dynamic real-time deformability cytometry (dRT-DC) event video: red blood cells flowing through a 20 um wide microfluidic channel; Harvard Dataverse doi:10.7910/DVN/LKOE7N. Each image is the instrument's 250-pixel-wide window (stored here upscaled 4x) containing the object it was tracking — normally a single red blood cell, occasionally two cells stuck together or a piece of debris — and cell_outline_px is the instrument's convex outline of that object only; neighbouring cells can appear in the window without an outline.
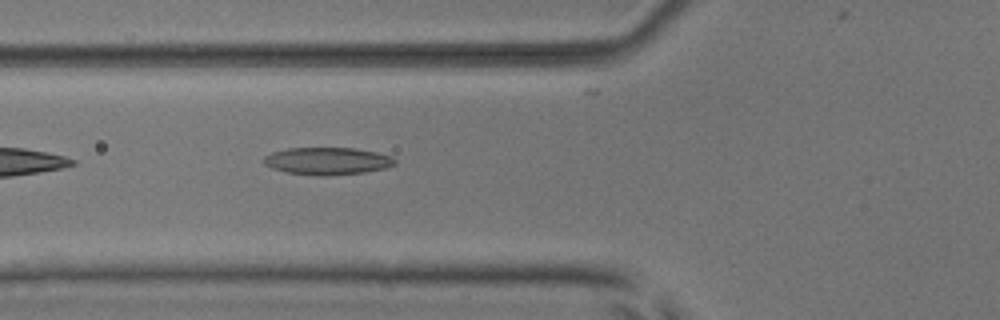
{"species": "common noctule bat (a hibernating species)", "species_latin": "Nyctalus noctula", "temperature_condition": "room temperature", "stored_images_in_passage": 32, "camera_frame_rate_fps": 3000, "um_per_image_px": 0.085, "animal": {"sex": "male", "body_mass_g": 17.9, "forearm_length_mm": 54.2}, "frame": {"image": 1, "passage_image": 2, "time_ms": 0.333, "image_size_px": [1000, 320], "cell_outline_px": [[396, 164], [384, 168], [364, 172], [324, 176], [320, 176], [288, 172], [272, 168], [264, 164], [264, 156], [272, 152], [288, 148], [356, 148], [376, 152], [392, 156], [396, 160]], "centroid_in_image_um": [27.84, 13.68], "position_along_channel_um": 98.0, "area_um2": 20.81}}
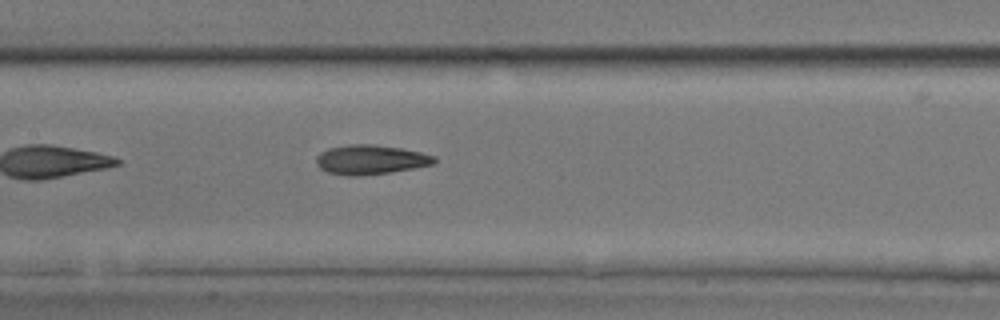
{"frame": {"image": 2, "passage_image": 8, "time_ms": 2.333, "image_size_px": [1000, 320], "cell_outline_px": [[436, 160], [432, 164], [412, 168], [388, 172], [356, 176], [348, 176], [328, 172], [320, 168], [316, 164], [316, 156], [320, 152], [328, 148], [348, 144], [372, 144], [400, 148], [420, 152], [436, 156]], "centroid_in_image_um": [31.45, 13.56], "position_along_channel_um": 176.0, "area_um2": 20.11}}
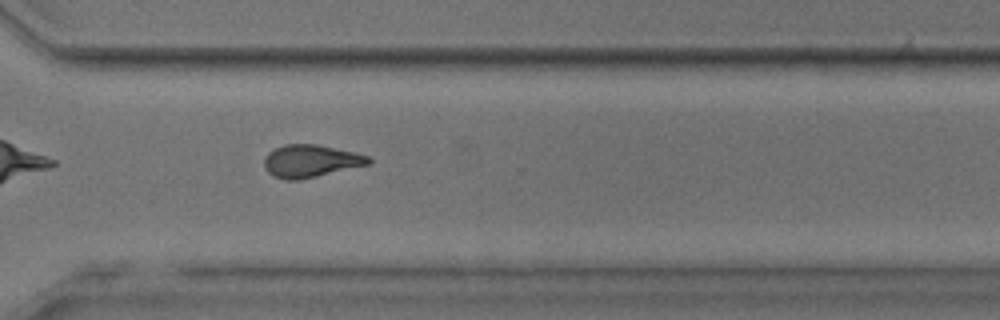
{"frame": {"image": 3, "passage_image": 21, "time_ms": 6.667, "image_size_px": [1000, 320], "cell_outline_px": [[372, 160], [368, 164], [316, 176], [296, 180], [284, 180], [272, 176], [264, 168], [264, 156], [268, 152], [284, 144], [316, 144], [352, 152], [368, 156]], "centroid_in_image_um": [26.33, 13.69], "position_along_channel_um": 344.3, "area_um2": 19.54}, "authors_computed_cell_mechanics": {"area_um2": 19.3919, "velocity_mm_per_s": 3.8855, "shape_relaxation_time_tau1_ms": 4.503, "shape_relaxation_time_tau2_ms": 1.8439, "deformation_change_tau1": 0.1623, "deformation_change_tau2": 0.0995}}